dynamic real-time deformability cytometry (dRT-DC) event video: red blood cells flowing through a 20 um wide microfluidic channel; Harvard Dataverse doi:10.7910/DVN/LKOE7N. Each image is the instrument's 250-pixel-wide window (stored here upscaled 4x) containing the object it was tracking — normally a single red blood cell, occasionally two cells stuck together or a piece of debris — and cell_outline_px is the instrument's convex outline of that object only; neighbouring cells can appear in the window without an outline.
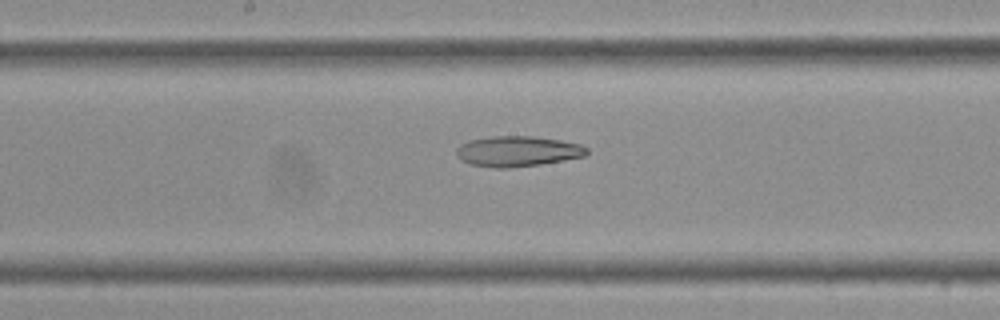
{"species": "Egyptian fruit bat (a non-hibernating species)", "species_latin": "Rousettus aegyptiacus", "temperature_condition": "cold", "stored_images_in_passage": 30, "camera_frame_rate_fps": 3000, "um_per_image_px": 0.085, "frame": {"image": 1, "passage_image": 13, "time_ms": 4.0, "image_size_px": [1000, 320], "cell_outline_px": [[588, 152], [584, 156], [564, 160], [540, 164], [508, 168], [492, 168], [468, 164], [460, 160], [456, 156], [456, 148], [460, 144], [468, 140], [492, 136], [532, 136], [560, 140], [580, 144], [588, 148]], "centroid_in_image_um": [43.94, 12.86], "position_along_channel_um": 204.3, "area_um2": 23.35}}